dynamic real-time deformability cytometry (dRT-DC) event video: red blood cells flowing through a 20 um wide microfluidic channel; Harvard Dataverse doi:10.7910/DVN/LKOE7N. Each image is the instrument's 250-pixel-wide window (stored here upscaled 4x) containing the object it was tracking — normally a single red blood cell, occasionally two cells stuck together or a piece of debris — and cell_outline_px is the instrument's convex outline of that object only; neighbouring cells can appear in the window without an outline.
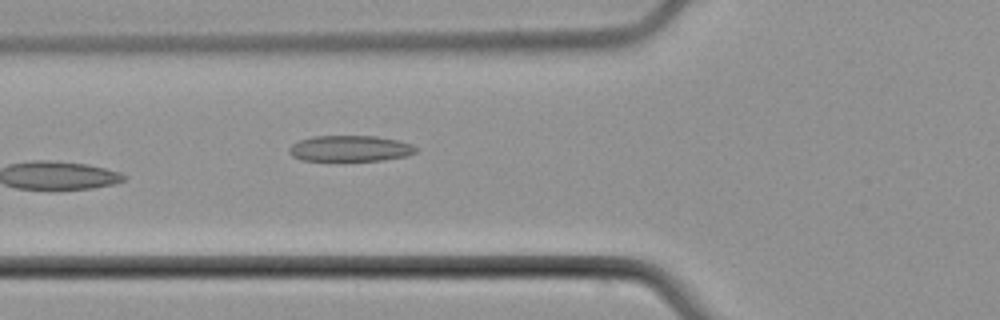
{"species": "common noctule bat (a hibernating species)", "species_latin": "Nyctalus noctula", "temperature_condition": "cold", "stored_images_in_passage": 6, "camera_frame_rate_fps": 3000, "um_per_image_px": 0.085, "animal": {"sex": "male", "body_mass_g": 21.5, "forearm_length_mm": 52.0}, "frame": {"image": 1, "passage_image": 6, "time_ms": 6.0, "image_size_px": [1000, 320], "cell_outline_px": [[420, 148], [416, 152], [408, 156], [384, 160], [304, 160], [292, 156], [288, 152], [288, 148], [292, 144], [300, 140], [312, 136], [376, 136], [396, 140], [412, 144]], "centroid_in_image_um": [29.79, 12.62], "position_along_channel_um": 96.0, "area_um2": 19.19}}